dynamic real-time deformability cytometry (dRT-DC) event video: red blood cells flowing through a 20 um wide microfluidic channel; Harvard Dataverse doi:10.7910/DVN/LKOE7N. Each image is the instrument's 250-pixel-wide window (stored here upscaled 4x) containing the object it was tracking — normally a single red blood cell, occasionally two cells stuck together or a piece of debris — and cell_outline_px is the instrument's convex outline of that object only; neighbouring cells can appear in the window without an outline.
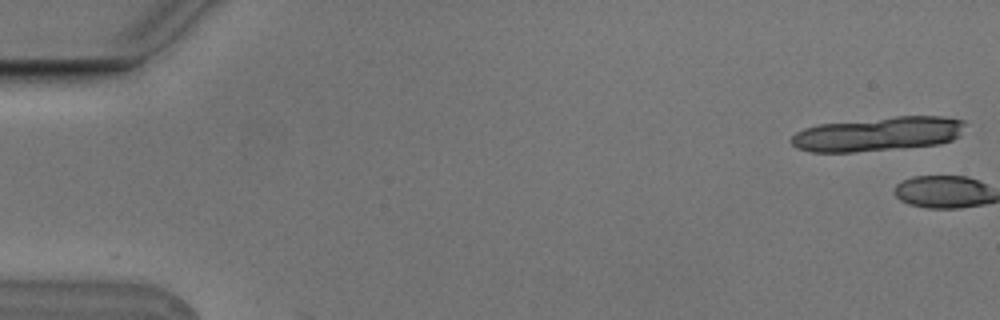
{"species": "Egyptian fruit bat (a non-hibernating species)", "species_latin": "Rousettus aegyptiacus", "temperature_condition": "cold", "stored_images_in_passage": 9, "camera_frame_rate_fps": 3000, "um_per_image_px": 0.085, "animal": {"sex": "male"}, "frame": {"image": 1, "passage_image": 1, "time_ms": 0.0, "image_size_px": [1000, 320], "cell_outline_px": [[964, 124], [956, 136], [952, 140], [936, 144], [852, 152], [812, 152], [796, 148], [788, 140], [796, 132], [804, 128], [820, 124], [896, 116], [944, 116], [964, 120]], "centroid_in_image_um": [74.55, 11.38], "position_along_channel_um": 10.4, "area_um2": 34.22}}